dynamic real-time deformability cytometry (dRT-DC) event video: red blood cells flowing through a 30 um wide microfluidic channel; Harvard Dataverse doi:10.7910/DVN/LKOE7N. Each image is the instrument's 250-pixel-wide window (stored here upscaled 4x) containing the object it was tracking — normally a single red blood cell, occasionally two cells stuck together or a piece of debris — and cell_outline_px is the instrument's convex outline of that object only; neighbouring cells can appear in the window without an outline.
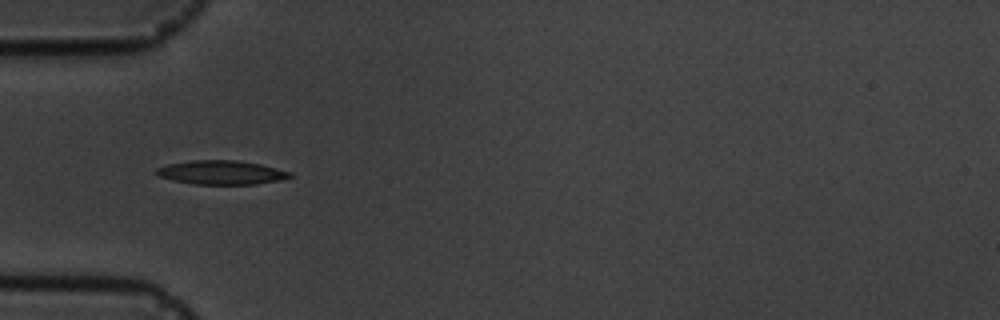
{"species": "common noctule bat (a hibernating species)", "species_latin": "Nyctalus noctula", "temperature_condition": "cold", "stored_images_in_passage": 6, "camera_frame_rate_fps": 3000, "um_per_image_px": 0.085, "animal": {"sex": "male", "body_mass_g": 19.5, "forearm_length_mm": 54.6}, "frame": {"image": 1, "passage_image": 5, "time_ms": 4.667, "image_size_px": [1000, 320], "cell_outline_px": [[292, 176], [280, 180], [256, 184], [196, 184], [172, 180], [156, 176], [156, 168], [168, 164], [192, 160], [240, 160], [260, 164], [292, 172]], "centroid_in_image_um": [18.8, 14.65], "position_along_channel_um": 66.2, "area_um2": 18.67}}
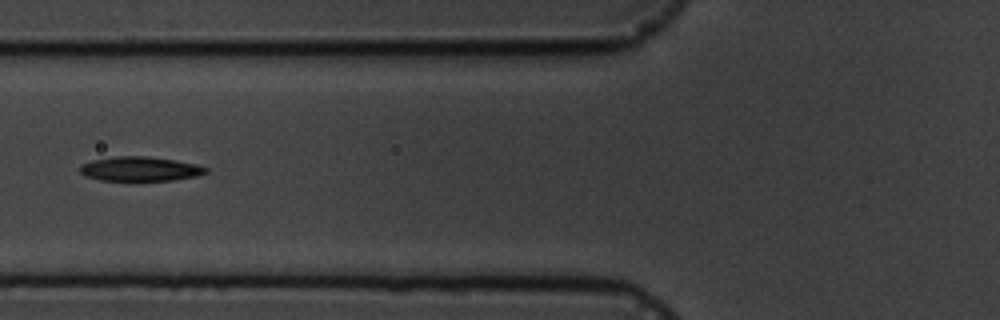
{"frame": {"image": 2, "passage_image": 6, "time_ms": 6.0, "image_size_px": [1000, 320], "cell_outline_px": [[208, 172], [196, 176], [172, 180], [136, 184], [132, 184], [100, 180], [84, 176], [80, 172], [80, 164], [92, 160], [116, 156], [144, 156], [172, 160], [196, 164], [208, 168]], "centroid_in_image_um": [11.85, 14.42], "position_along_channel_um": 114.0, "area_um2": 18.84}}